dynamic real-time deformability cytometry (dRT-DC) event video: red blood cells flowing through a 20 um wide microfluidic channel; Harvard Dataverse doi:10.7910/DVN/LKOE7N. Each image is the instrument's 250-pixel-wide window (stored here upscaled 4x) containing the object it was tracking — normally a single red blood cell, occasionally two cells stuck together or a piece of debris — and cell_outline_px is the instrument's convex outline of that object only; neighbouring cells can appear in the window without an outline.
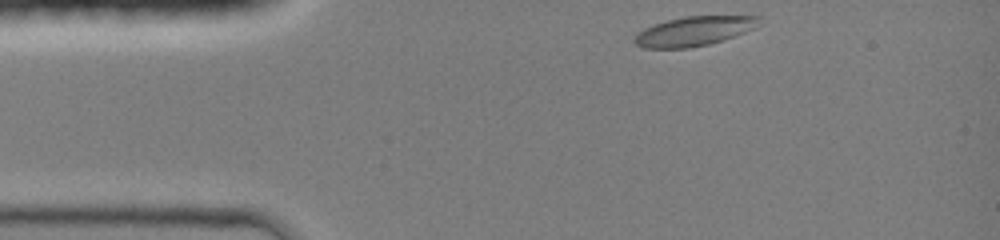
{"species": "common noctule bat (a hibernating species)", "species_latin": "Nyctalus noctula", "temperature_condition": "room temperature", "stored_images_in_passage": 34, "camera_frame_rate_fps": 3000, "um_per_image_px": 0.085, "animal": {"sex": "female", "body_mass_g": 19.0, "forearm_length_mm": 51.5}, "frame": {"image": 1, "passage_image": 1, "time_ms": 0.0, "image_size_px": [1000, 240], "cell_outline_px": [[760, 16], [756, 28], [708, 44], [688, 48], [644, 48], [636, 44], [632, 40], [644, 28], [668, 20], [684, 16]], "centroid_in_image_um": [58.97, 2.65], "position_along_channel_um": 26.0, "area_um2": 20.92}}
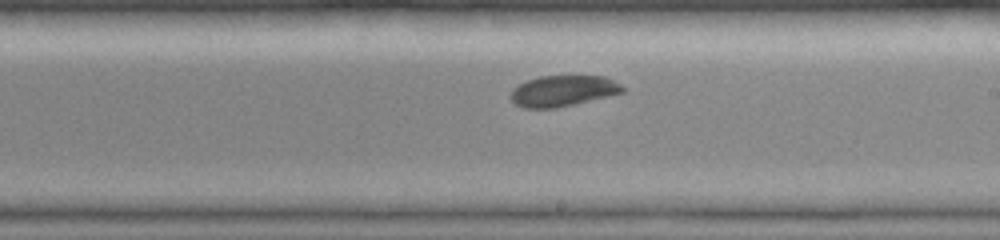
{"frame": {"image": 2, "passage_image": 20, "time_ms": 6.333, "image_size_px": [1000, 240], "cell_outline_px": [[624, 92], [608, 96], [556, 108], [524, 108], [516, 104], [508, 96], [512, 88], [516, 84], [540, 76], [604, 76], [620, 84], [624, 88]], "centroid_in_image_um": [47.79, 7.72], "position_along_channel_um": 241.2, "area_um2": 20.17}}
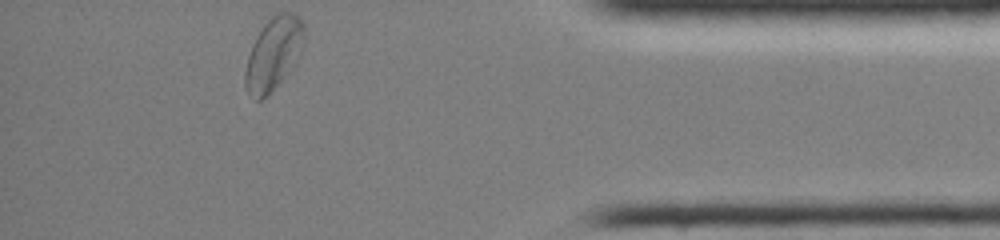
{"frame": {"image": 3, "passage_image": 34, "time_ms": 11.0, "image_size_px": [1000, 240], "cell_outline_px": [[304, 44], [300, 52], [280, 80], [260, 100], [256, 100], [244, 88], [244, 72], [248, 56], [252, 44], [256, 36], [264, 24], [272, 16], [280, 12], [292, 12], [300, 16], [304, 20]], "centroid_in_image_um": [23.23, 4.48], "position_along_channel_um": 412.0, "area_um2": 24.45}, "authors_computed_cell_mechanics": {"area_um2": 21.2993, "velocity_mm_per_s": 4.1964, "shape_relaxation_time_tau1_ms": 3.6058, "shape_relaxation_time_tau2_ms": null, "deformation_change_tau1": 0.1049, "deformation_change_tau2": null}}